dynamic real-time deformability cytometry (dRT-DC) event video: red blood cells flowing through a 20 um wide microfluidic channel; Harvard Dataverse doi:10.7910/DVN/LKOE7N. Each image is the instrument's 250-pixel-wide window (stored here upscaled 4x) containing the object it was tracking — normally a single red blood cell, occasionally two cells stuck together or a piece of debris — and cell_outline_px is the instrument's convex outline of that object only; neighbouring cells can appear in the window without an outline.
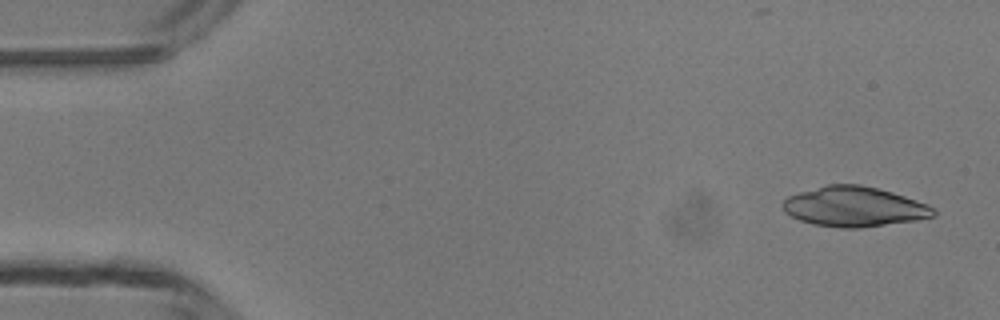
{"species": "common noctule bat (a hibernating species)", "species_latin": "Nyctalus noctula", "temperature_condition": "room temperature", "stored_images_in_passage": 5, "camera_frame_rate_fps": 3000, "um_per_image_px": 0.085, "animal": {"sex": "male", "body_mass_g": 13.3}, "frame": {"image": 1, "passage_image": 1, "time_ms": 0.0, "image_size_px": [1000, 320], "cell_outline_px": [[936, 216], [916, 220], [860, 228], [840, 228], [812, 224], [800, 220], [784, 212], [784, 200], [788, 196], [800, 192], [828, 184], [860, 184], [892, 192], [928, 204], [936, 212]], "centroid_in_image_um": [72.61, 17.57], "position_along_channel_um": 12.4, "area_um2": 34.91}}